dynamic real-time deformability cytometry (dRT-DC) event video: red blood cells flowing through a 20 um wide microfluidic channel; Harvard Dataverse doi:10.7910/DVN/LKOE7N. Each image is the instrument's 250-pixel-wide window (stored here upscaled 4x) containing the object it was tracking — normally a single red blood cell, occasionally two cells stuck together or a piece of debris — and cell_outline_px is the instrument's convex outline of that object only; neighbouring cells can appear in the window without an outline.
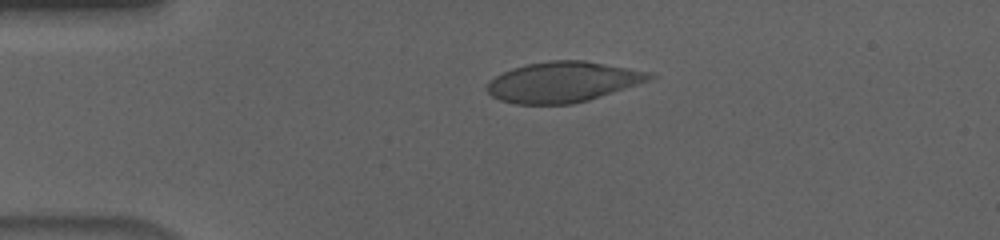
{"species": "human", "species_latin": "Homo sapiens", "temperature_condition": "cold", "stored_images_in_passage": 55, "camera_frame_rate_fps": 3000, "um_per_image_px": 0.085, "donor": {"sex": "male"}, "frame": {"image": 1, "passage_image": 12, "time_ms": 3.667, "image_size_px": [1000, 240], "cell_outline_px": [[656, 76], [652, 80], [588, 100], [572, 104], [516, 104], [500, 100], [492, 96], [484, 88], [488, 80], [512, 68], [528, 64], [548, 60], [584, 60], [628, 68], [648, 72]], "centroid_in_image_um": [47.82, 6.97], "position_along_channel_um": 37.2, "area_um2": 38.32}}
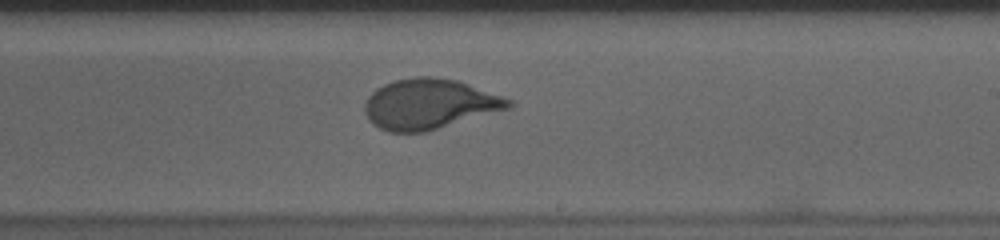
{"frame": {"image": 2, "passage_image": 33, "time_ms": 10.667, "image_size_px": [1000, 240], "cell_outline_px": [[516, 104], [512, 108], [428, 132], [388, 132], [372, 124], [368, 120], [364, 108], [364, 104], [368, 96], [376, 88], [384, 84], [396, 80], [416, 76], [432, 76], [456, 80], [468, 84], [512, 100]], "centroid_in_image_um": [36.51, 8.86], "position_along_channel_um": 252.5, "area_um2": 42.48}}
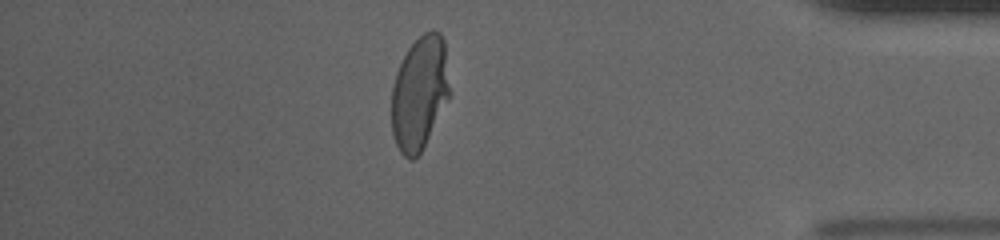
{"frame": {"image": 3, "passage_image": 48, "time_ms": 15.667, "image_size_px": [1000, 240], "cell_outline_px": [[452, 92], [448, 100], [420, 152], [412, 160], [408, 160], [400, 152], [396, 144], [392, 132], [392, 88], [396, 72], [408, 48], [424, 32], [432, 28], [436, 28], [440, 32], [444, 40]], "centroid_in_image_um": [35.69, 7.86], "position_along_channel_um": 399.5, "area_um2": 38.78}, "authors_computed_cell_mechanics": {"area_um2": 40.4022, "velocity_mm_per_s": 3.6255, "shape_relaxation_time_tau1_ms": 4.3797, "shape_relaxation_time_tau2_ms": null, "deformation_change_tau1": 0.1789, "deformation_change_tau2": null}}